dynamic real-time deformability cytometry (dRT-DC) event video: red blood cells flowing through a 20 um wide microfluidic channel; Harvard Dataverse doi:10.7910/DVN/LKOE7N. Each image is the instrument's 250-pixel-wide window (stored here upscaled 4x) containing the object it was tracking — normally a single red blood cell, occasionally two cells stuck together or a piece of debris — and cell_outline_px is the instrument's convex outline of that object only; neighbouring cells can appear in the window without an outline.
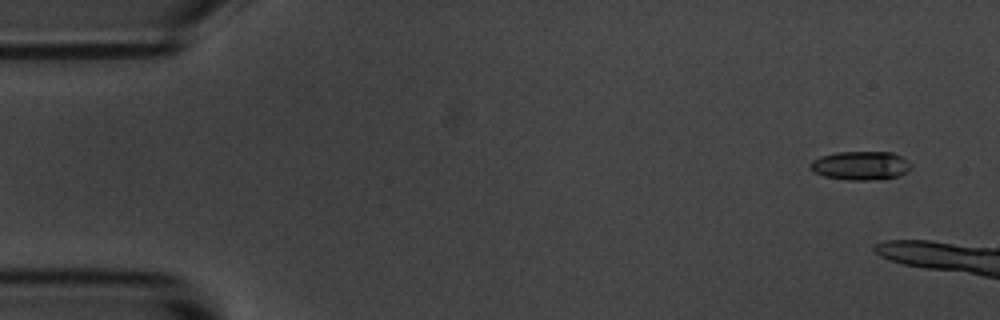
{"species": "common noctule bat (a hibernating species)", "species_latin": "Nyctalus noctula", "temperature_condition": "room temperature", "stored_images_in_passage": 4, "camera_frame_rate_fps": 3000, "um_per_image_px": 0.085, "animal": {"sex": "male", "body_mass_g": 20.1, "forearm_length_mm": 53.5}, "frame": {"image": 1, "passage_image": 1, "time_ms": 0.0, "image_size_px": [1000, 320], "cell_outline_px": [[912, 164], [900, 176], [876, 180], [844, 180], [824, 176], [808, 168], [808, 164], [812, 160], [820, 156], [836, 152], [892, 152], [900, 156]], "centroid_in_image_um": [73.1, 14.08], "position_along_channel_um": 11.9, "area_um2": 16.94}}